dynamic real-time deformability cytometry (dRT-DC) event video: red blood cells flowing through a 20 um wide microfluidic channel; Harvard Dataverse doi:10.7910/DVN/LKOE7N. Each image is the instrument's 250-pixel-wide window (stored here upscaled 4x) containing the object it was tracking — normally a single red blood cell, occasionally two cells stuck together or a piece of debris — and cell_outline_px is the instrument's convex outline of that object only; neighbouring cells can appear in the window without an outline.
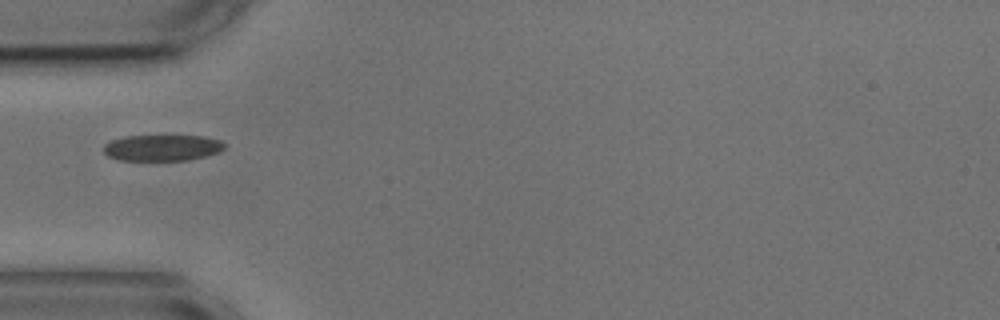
{"species": "common noctule bat (a hibernating species)", "species_latin": "Nyctalus noctula", "temperature_condition": "cold", "stored_images_in_passage": 1, "camera_frame_rate_fps": 3000, "um_per_image_px": 0.085, "animal": {"sex": "male", "body_mass_g": 17.9, "forearm_length_mm": 54.2}, "frame": {"image": 1, "passage_image": 1, "time_ms": 0.0, "image_size_px": [1000, 320], "cell_outline_px": [[224, 148], [220, 152], [188, 160], [116, 160], [108, 156], [104, 152], [104, 144], [112, 140], [124, 136], [204, 136], [220, 140], [224, 144]], "centroid_in_image_um": [13.77, 12.56], "position_along_channel_um": 71.2, "area_um2": 18.38}}